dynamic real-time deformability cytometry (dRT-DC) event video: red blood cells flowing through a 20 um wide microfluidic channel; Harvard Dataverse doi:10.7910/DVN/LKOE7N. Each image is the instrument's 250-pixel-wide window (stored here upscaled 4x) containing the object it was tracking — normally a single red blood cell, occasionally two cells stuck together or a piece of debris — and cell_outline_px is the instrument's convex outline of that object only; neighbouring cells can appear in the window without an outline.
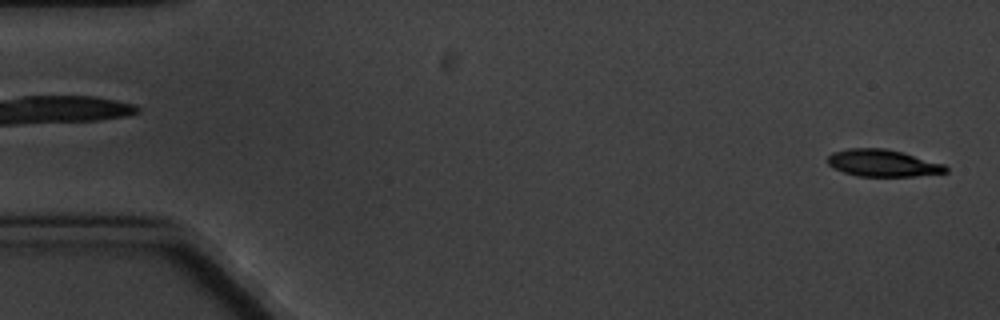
{"species": "common noctule bat (a hibernating species)", "species_latin": "Nyctalus noctula", "temperature_condition": "cold", "stored_images_in_passage": 6, "segment_of_instrument_passage": [2, 2], "camera_frame_rate_fps": 3000, "um_per_image_px": 0.085, "animal": {"sex": "male", "body_mass_g": 20.1, "forearm_length_mm": 53.5}, "frame": {"image": 1, "passage_image": 6, "time_ms": 5.667, "image_size_px": [1000, 320], "cell_outline_px": [[948, 172], [916, 176], [856, 176], [832, 168], [824, 160], [832, 152], [848, 148], [884, 148], [900, 152], [944, 164], [948, 168]], "centroid_in_image_um": [74.97, 13.86], "position_along_channel_um": 10.0, "area_um2": 18.61}}